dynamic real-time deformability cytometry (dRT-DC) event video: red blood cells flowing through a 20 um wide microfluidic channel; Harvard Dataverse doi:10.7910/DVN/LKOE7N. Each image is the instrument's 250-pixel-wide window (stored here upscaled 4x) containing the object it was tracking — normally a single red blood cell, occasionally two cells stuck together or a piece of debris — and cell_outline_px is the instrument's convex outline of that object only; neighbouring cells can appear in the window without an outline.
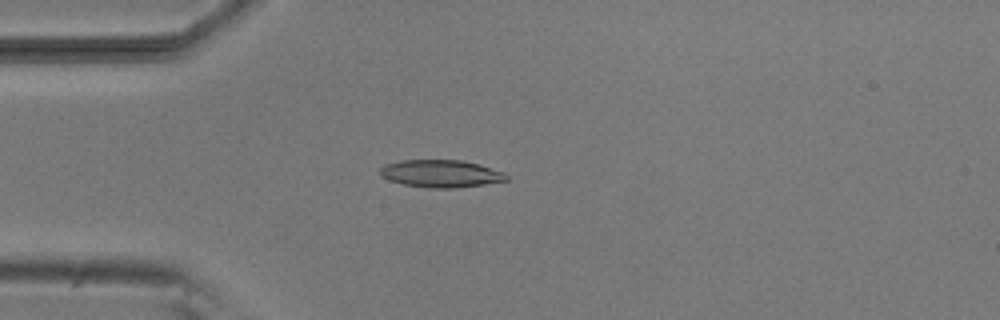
{"species": "common noctule bat (a hibernating species)", "species_latin": "Nyctalus noctula", "temperature_condition": "room temperature", "stored_images_in_passage": 53, "camera_frame_rate_fps": 3000, "um_per_image_px": 0.085, "animal": {"sex": "male", "body_mass_g": 20.5, "forearm_length_mm": 52.5}, "frame": {"image": 1, "passage_image": 14, "time_ms": 4.333, "image_size_px": [1000, 320], "cell_outline_px": [[508, 180], [484, 184], [456, 188], [428, 188], [404, 184], [388, 180], [380, 176], [380, 168], [384, 164], [400, 160], [460, 160], [480, 164], [504, 172], [508, 176]], "centroid_in_image_um": [37.46, 14.75], "position_along_channel_um": 47.5, "area_um2": 20.35}}
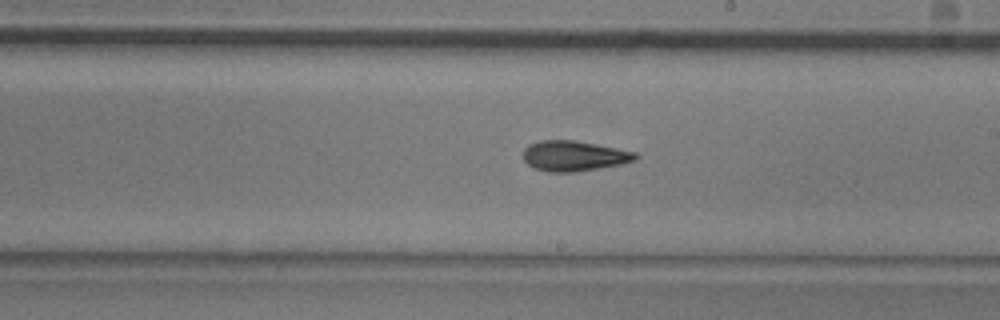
{"frame": {"image": 2, "passage_image": 30, "time_ms": 9.667, "image_size_px": [1000, 320], "cell_outline_px": [[640, 156], [636, 160], [620, 164], [576, 172], [548, 172], [532, 168], [524, 160], [524, 148], [528, 144], [540, 140], [576, 140], [636, 152]], "centroid_in_image_um": [48.77, 13.25], "position_along_channel_um": 240.2, "area_um2": 19.94}}
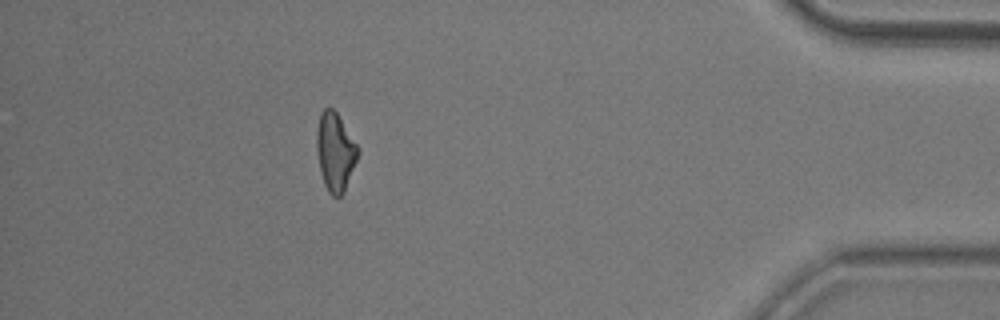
{"frame": {"image": 3, "passage_image": 47, "time_ms": 15.333, "image_size_px": [1000, 320], "cell_outline_px": [[360, 152], [344, 192], [340, 196], [332, 196], [328, 192], [324, 184], [320, 172], [316, 148], [316, 128], [320, 112], [324, 108], [332, 108], [336, 112], [360, 148]], "centroid_in_image_um": [28.48, 12.9], "position_along_channel_um": 406.7, "area_um2": 19.02}, "authors_computed_cell_mechanics": {"area_um2": 19.4208, "velocity_mm_per_s": 3.838, "shape_relaxation_time_tau1_ms": 4.4282, "shape_relaxation_time_tau2_ms": 3.3649, "deformation_change_tau1": 0.1608, "deformation_change_tau2": 0.113}}